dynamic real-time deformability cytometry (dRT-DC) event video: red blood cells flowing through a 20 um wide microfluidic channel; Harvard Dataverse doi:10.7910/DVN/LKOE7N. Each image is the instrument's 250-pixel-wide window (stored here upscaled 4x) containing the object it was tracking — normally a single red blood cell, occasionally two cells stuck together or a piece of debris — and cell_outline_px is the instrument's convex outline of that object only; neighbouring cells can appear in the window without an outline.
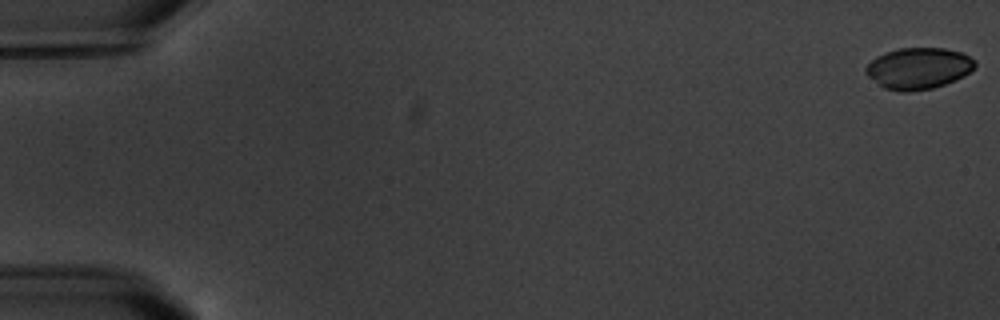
{"species": "common noctule bat (a hibernating species)", "species_latin": "Nyctalus noctula", "temperature_condition": "warm", "stored_images_in_passage": 6, "camera_frame_rate_fps": 3000, "um_per_image_px": 0.085, "animal": {"sex": "male", "body_mass_g": 20.1, "forearm_length_mm": 53.5}, "frame": {"image": 1, "passage_image": 1, "time_ms": 0.0, "image_size_px": [1000, 320], "cell_outline_px": [[976, 68], [964, 76], [944, 84], [932, 88], [908, 92], [900, 92], [884, 88], [868, 76], [864, 72], [864, 68], [876, 56], [884, 52], [900, 48], [944, 48], [964, 52], [976, 60]], "centroid_in_image_um": [78.09, 5.8], "position_along_channel_um": 6.9, "area_um2": 26.59}}
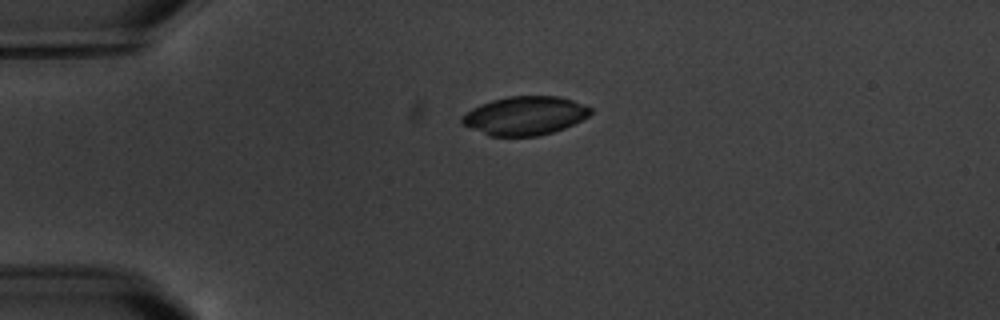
{"frame": {"image": 2, "passage_image": 5, "time_ms": 4.667, "image_size_px": [1000, 320], "cell_outline_px": [[592, 112], [588, 116], [564, 128], [552, 132], [536, 136], [488, 136], [460, 124], [460, 116], [472, 108], [480, 104], [492, 100], [508, 96], [560, 96], [572, 100], [592, 108]], "centroid_in_image_um": [44.56, 9.83], "position_along_channel_um": 40.4, "area_um2": 29.07}}